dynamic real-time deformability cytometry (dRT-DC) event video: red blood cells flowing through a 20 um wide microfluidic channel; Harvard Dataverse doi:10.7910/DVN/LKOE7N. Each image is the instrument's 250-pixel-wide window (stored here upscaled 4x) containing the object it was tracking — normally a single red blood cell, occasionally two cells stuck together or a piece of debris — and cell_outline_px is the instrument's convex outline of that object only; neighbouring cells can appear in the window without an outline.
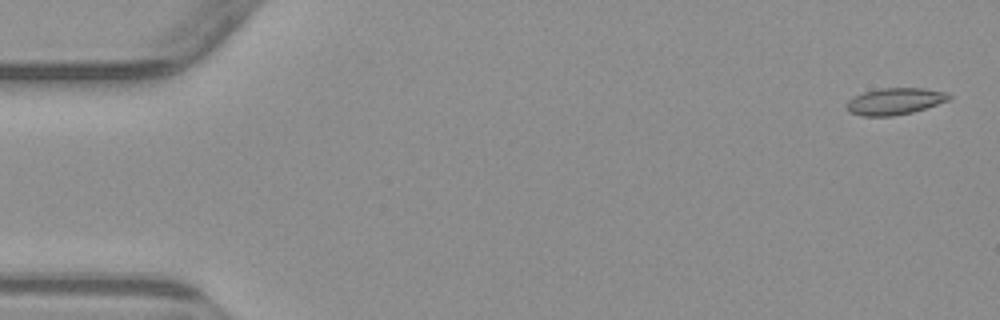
{"species": "common noctule bat (a hibernating species)", "species_latin": "Nyctalus noctula", "temperature_condition": "warm", "stored_images_in_passage": 5, "camera_frame_rate_fps": 3000, "um_per_image_px": 0.085, "animal": {"sex": "male", "body_mass_g": 23.1, "forearm_length_mm": 52.7}, "frame": {"image": 1, "passage_image": 1, "time_ms": 0.0, "image_size_px": [1000, 320], "cell_outline_px": [[952, 96], [948, 100], [912, 112], [892, 116], [864, 116], [848, 112], [844, 104], [852, 96], [864, 92], [880, 88], [924, 88], [948, 92]], "centroid_in_image_um": [76.01, 8.6], "position_along_channel_um": 9.0, "area_um2": 16.01}}
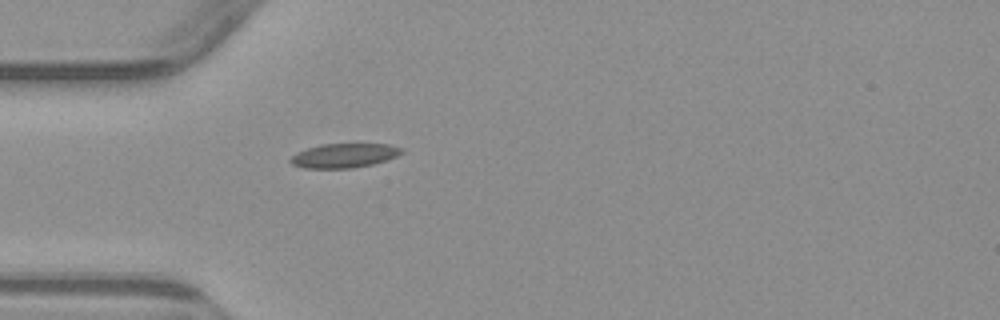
{"frame": {"image": 2, "passage_image": 5, "time_ms": 4.667, "image_size_px": [1000, 320], "cell_outline_px": [[404, 152], [396, 156], [372, 164], [352, 168], [304, 168], [292, 164], [288, 160], [296, 152], [320, 144], [388, 144], [404, 148]], "centroid_in_image_um": [29.24, 13.22], "position_along_channel_um": 55.8, "area_um2": 15.66}}